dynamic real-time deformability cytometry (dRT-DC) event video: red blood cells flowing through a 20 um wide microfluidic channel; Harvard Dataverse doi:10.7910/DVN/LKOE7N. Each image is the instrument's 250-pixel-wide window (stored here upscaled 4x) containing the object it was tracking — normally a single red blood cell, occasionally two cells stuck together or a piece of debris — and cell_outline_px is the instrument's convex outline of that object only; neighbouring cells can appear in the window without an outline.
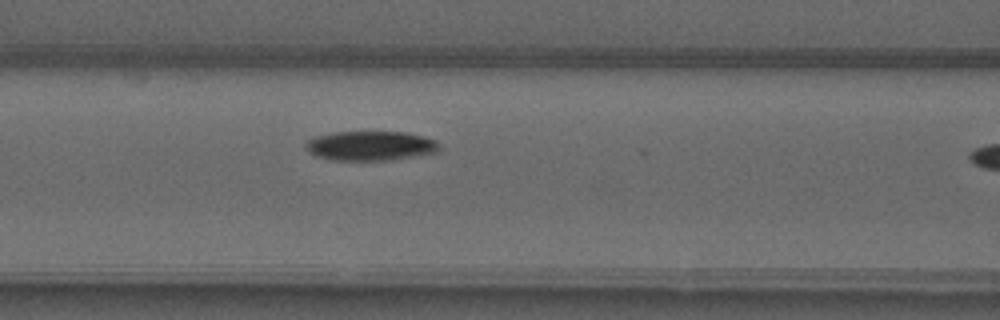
{"species": "common noctule bat (a hibernating species)", "species_latin": "Nyctalus noctula", "temperature_condition": "warm", "stored_images_in_passage": 6, "camera_frame_rate_fps": 3000, "um_per_image_px": 0.085, "animal": {"sex": "male", "forearm_length_mm": 52.5}, "frame": {"image": 1, "passage_image": 5, "time_ms": 5.0, "image_size_px": [1000, 320], "cell_outline_px": [[440, 148], [436, 152], [388, 160], [332, 160], [316, 156], [308, 152], [304, 144], [312, 136], [332, 132], [404, 132], [424, 136], [436, 140], [440, 144]], "centroid_in_image_um": [31.45, 12.38], "position_along_channel_um": 135.2, "area_um2": 23.06}}